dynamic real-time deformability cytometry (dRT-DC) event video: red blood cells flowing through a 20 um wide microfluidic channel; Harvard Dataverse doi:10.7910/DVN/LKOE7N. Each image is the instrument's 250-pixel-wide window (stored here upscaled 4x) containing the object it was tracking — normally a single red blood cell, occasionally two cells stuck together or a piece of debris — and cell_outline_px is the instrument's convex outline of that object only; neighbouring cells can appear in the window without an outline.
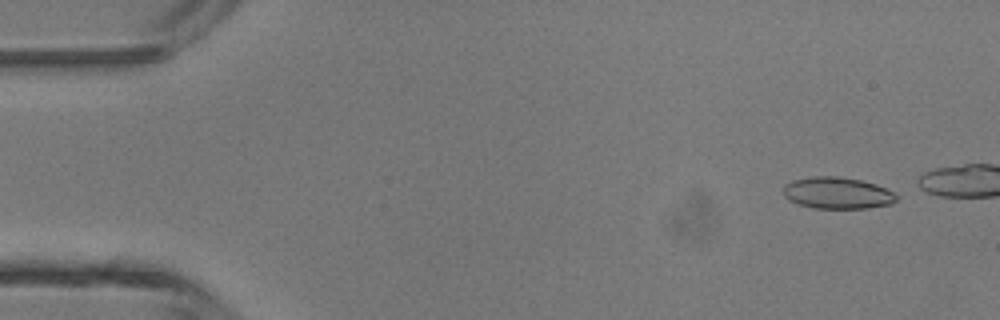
{"species": "common noctule bat (a hibernating species)", "species_latin": "Nyctalus noctula", "temperature_condition": "room temperature", "stored_images_in_passage": 4, "camera_frame_rate_fps": 3000, "um_per_image_px": 0.085, "animal": {"sex": "male", "body_mass_g": 13.3}, "frame": {"image": 1, "passage_image": 1, "time_ms": 0.0, "image_size_px": [1000, 320], "cell_outline_px": [[900, 196], [892, 204], [868, 208], [812, 208], [796, 204], [788, 200], [784, 196], [784, 184], [792, 180], [812, 176], [836, 176], [860, 180], [876, 184]], "centroid_in_image_um": [71.15, 16.41], "position_along_channel_um": 13.8, "area_um2": 21.04}}